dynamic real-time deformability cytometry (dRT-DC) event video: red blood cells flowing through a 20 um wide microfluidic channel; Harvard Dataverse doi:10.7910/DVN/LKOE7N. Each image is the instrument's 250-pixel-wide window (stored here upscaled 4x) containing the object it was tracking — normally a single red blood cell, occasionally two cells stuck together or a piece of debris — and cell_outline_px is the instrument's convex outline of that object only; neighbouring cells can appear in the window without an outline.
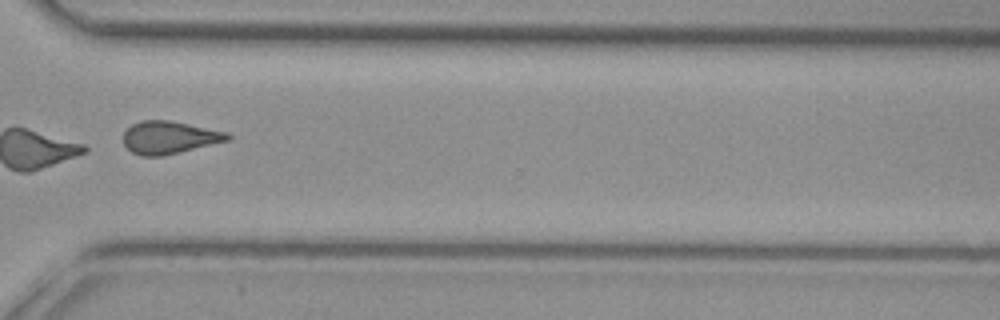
{"species": "common noctule bat (a hibernating species)", "species_latin": "Nyctalus noctula", "temperature_condition": "cold", "stored_images_in_passage": 13, "camera_frame_rate_fps": 3000, "um_per_image_px": 0.085, "animal": {"sex": "female", "body_mass_g": 29.2, "forearm_length_mm": 56.3}, "frame": {"image": 1, "passage_image": 10, "time_ms": 3.0, "image_size_px": [1000, 320], "cell_outline_px": [[232, 136], [228, 140], [164, 156], [140, 156], [132, 152], [124, 144], [124, 132], [132, 124], [140, 120], [172, 120], [228, 132]], "centroid_in_image_um": [14.39, 11.67], "position_along_channel_um": 356.2, "area_um2": 19.88}}